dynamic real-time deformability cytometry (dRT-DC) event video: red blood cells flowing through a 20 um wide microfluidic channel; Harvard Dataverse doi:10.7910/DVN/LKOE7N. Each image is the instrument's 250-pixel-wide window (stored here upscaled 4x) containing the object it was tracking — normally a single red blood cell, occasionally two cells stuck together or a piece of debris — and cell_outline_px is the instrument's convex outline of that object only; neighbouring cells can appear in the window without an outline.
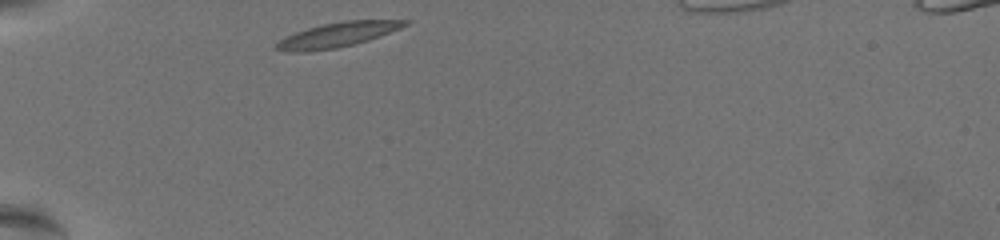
{"species": "common noctule bat (a hibernating species)", "species_latin": "Nyctalus noctula", "temperature_condition": "warm", "stored_images_in_passage": 33, "camera_frame_rate_fps": 3000, "um_per_image_px": 0.085, "animal": {"sex": "female", "body_mass_g": 19.5, "forearm_length_mm": 54.1}, "frame": {"image": 1, "passage_image": 1, "time_ms": 0.0, "image_size_px": [1000, 240], "cell_outline_px": [[412, 20], [408, 24], [400, 28], [380, 36], [368, 40], [336, 48], [308, 52], [284, 52], [276, 48], [276, 44], [284, 36], [308, 28], [324, 24], [344, 20]], "centroid_in_image_um": [28.67, 2.96], "position_along_channel_um": 56.3, "area_um2": 18.38}}
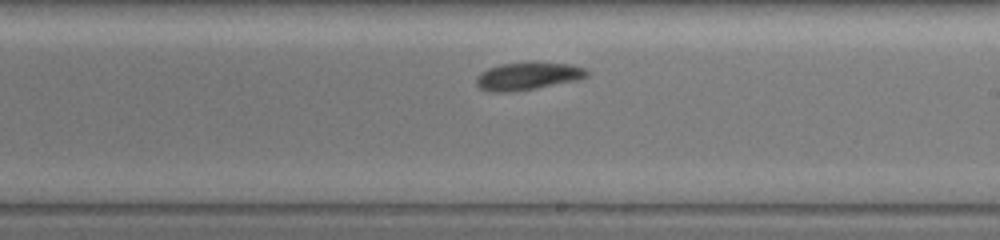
{"frame": {"image": 2, "passage_image": 19, "time_ms": 6.0, "image_size_px": [1000, 240], "cell_outline_px": [[592, 72], [588, 76], [576, 80], [532, 88], [508, 92], [492, 92], [480, 88], [476, 84], [476, 76], [488, 68], [504, 64], [532, 60], [572, 64], [584, 68]], "centroid_in_image_um": [44.9, 6.42], "position_along_channel_um": 244.1, "area_um2": 18.03}}
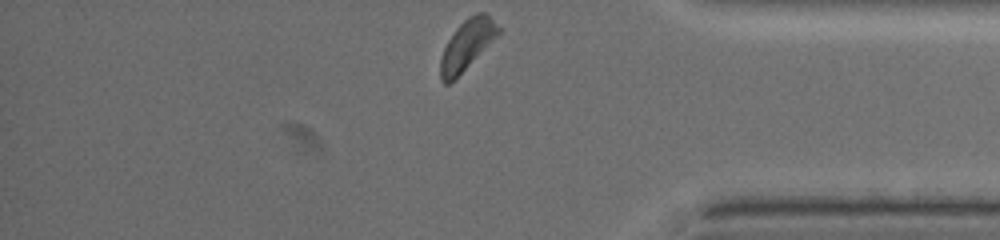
{"frame": {"image": 3, "passage_image": 33, "time_ms": 10.667, "image_size_px": [1000, 240], "cell_outline_px": [[500, 32], [448, 84], [444, 84], [440, 80], [440, 60], [444, 48], [448, 40], [456, 28], [468, 16], [476, 12], [484, 12], [500, 28]], "centroid_in_image_um": [39.65, 3.77], "position_along_channel_um": 395.6, "area_um2": 16.07}, "authors_computed_cell_mechanics": {"area_um2": 17.918, "velocity_mm_per_s": 3.5142, "shape_relaxation_time_tau1_ms": 2.391, "shape_relaxation_time_tau2_ms": 4.6173, "deformation_change_tau1": 0.1476, "deformation_change_tau2": 0.1084}}